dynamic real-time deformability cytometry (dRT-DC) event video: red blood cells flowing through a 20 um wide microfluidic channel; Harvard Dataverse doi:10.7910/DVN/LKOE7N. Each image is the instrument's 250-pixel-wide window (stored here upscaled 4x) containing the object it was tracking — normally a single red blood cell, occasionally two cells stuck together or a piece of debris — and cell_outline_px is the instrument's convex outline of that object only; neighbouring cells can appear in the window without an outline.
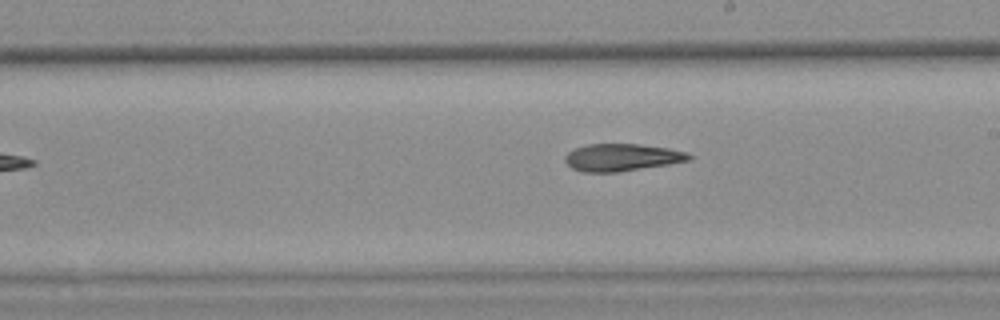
{"species": "common noctule bat (a hibernating species)", "species_latin": "Nyctalus noctula", "temperature_condition": "warm", "stored_images_in_passage": 7, "camera_frame_rate_fps": 3000, "um_per_image_px": 0.085, "animal": {"sex": "female", "body_mass_g": 25.1}, "frame": {"image": 1, "passage_image": 7, "time_ms": 2.0, "image_size_px": [1000, 320], "cell_outline_px": [[692, 160], [668, 164], [616, 172], [584, 172], [572, 168], [564, 160], [564, 156], [568, 152], [576, 148], [588, 144], [640, 144], [668, 148], [684, 152], [692, 156]], "centroid_in_image_um": [52.84, 13.37], "position_along_channel_um": 236.2, "area_um2": 19.54}}